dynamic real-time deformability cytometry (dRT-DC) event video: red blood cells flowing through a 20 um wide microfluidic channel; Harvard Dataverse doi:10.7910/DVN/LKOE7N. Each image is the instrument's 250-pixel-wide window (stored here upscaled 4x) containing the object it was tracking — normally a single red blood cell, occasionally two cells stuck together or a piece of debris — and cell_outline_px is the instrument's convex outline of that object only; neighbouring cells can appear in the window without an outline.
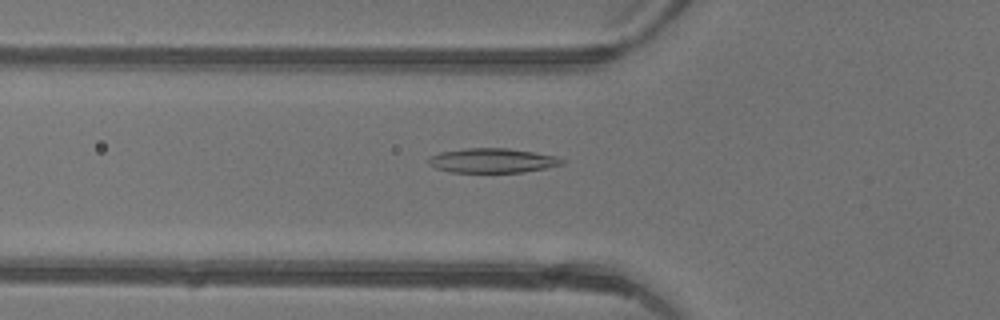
{"species": "common noctule bat (a hibernating species)", "species_latin": "Nyctalus noctula", "temperature_condition": "warm", "stored_images_in_passage": 39, "camera_frame_rate_fps": 3000, "um_per_image_px": 0.085, "animal": {"sex": "female"}, "frame": {"image": 1, "passage_image": 10, "time_ms": 3.0, "image_size_px": [1000, 320], "cell_outline_px": [[564, 164], [524, 172], [452, 172], [436, 168], [428, 164], [428, 156], [440, 152], [464, 148], [508, 148], [556, 156], [564, 160]], "centroid_in_image_um": [41.82, 13.64], "position_along_channel_um": 84.0, "area_um2": 19.02}}
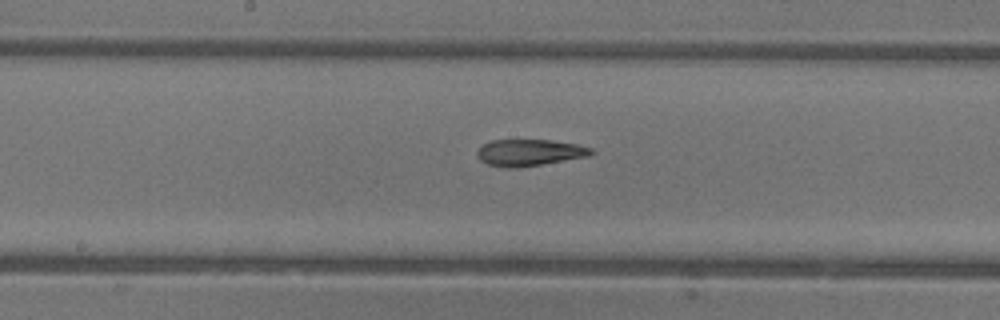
{"frame": {"image": 2, "passage_image": 18, "time_ms": 5.667, "image_size_px": [1000, 320], "cell_outline_px": [[596, 152], [592, 156], [520, 168], [504, 168], [488, 164], [480, 160], [476, 156], [476, 152], [484, 144], [492, 140], [552, 140], [576, 144], [592, 148]], "centroid_in_image_um": [45.05, 12.98], "position_along_channel_um": 203.2, "area_um2": 17.98}}
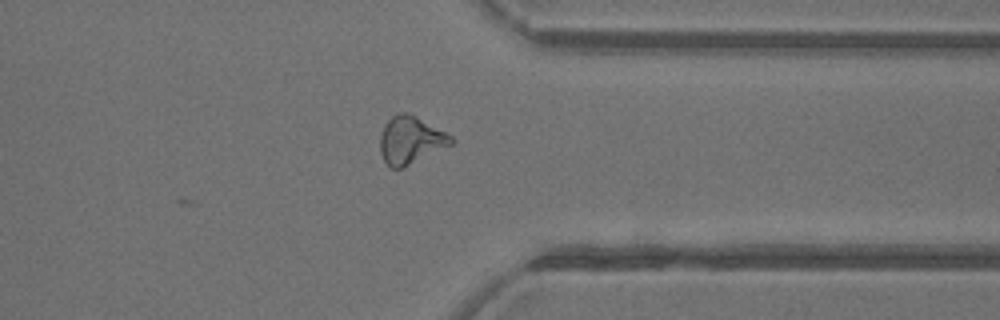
{"frame": {"image": 3, "passage_image": 30, "time_ms": 9.667, "image_size_px": [1000, 320], "cell_outline_px": [[452, 144], [404, 168], [392, 168], [384, 160], [380, 152], [380, 136], [384, 124], [392, 116], [400, 112], [404, 112], [416, 116], [452, 136]], "centroid_in_image_um": [34.87, 11.92], "position_along_channel_um": 376.5, "area_um2": 19.48}, "authors_computed_cell_mechanics": {"area_um2": 18.3226, "velocity_mm_per_s": 4.4268, "shape_relaxation_time_tau1_ms": 11.3501, "shape_relaxation_time_tau2_ms": 3.894, "deformation_change_tau1": 0.2968, "deformation_change_tau2": 0.1295}}